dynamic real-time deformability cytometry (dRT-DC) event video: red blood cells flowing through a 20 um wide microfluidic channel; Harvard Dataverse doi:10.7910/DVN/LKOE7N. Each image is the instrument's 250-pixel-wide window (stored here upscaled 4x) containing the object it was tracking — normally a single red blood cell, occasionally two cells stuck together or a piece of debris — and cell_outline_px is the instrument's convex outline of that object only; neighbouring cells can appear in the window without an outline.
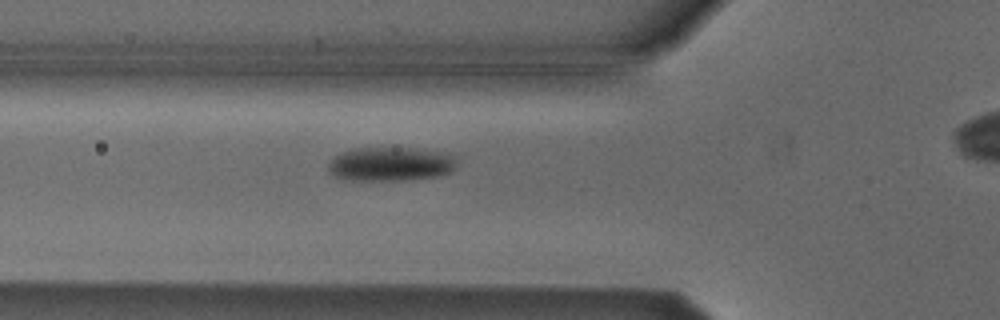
{"species": "Egyptian fruit bat (a non-hibernating species)", "species_latin": "Rousettus aegyptiacus", "temperature_condition": "cold", "stored_images_in_passage": 34, "camera_frame_rate_fps": 3000, "um_per_image_px": 0.085, "animal": {"sex": "male"}, "frame": {"image": 1, "passage_image": 6, "time_ms": 1.667, "image_size_px": [1000, 320], "cell_outline_px": [[456, 164], [448, 172], [440, 176], [408, 180], [348, 180], [336, 176], [328, 172], [328, 164], [332, 156], [352, 148], [412, 148], [440, 152], [456, 156]], "centroid_in_image_um": [33.15, 13.94], "position_along_channel_um": 92.6, "area_um2": 25.55}}
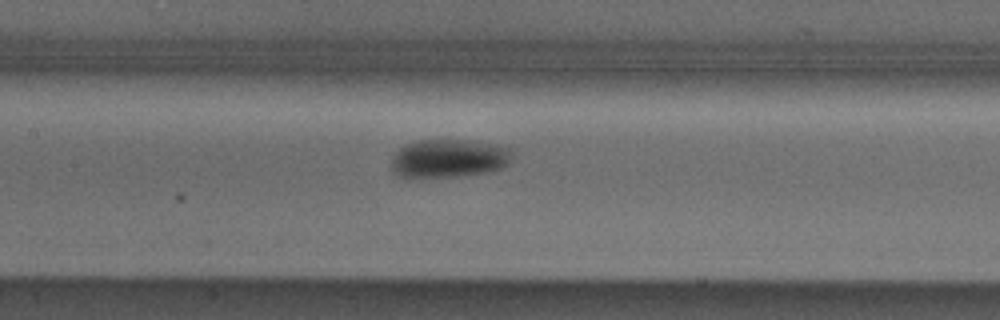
{"frame": {"image": 2, "passage_image": 12, "time_ms": 3.667, "image_size_px": [1000, 320], "cell_outline_px": [[508, 164], [500, 168], [484, 172], [456, 176], [396, 176], [392, 172], [388, 164], [396, 152], [400, 148], [416, 140], [468, 140], [508, 148]], "centroid_in_image_um": [38.02, 13.46], "position_along_channel_um": 169.4, "area_um2": 26.3}}
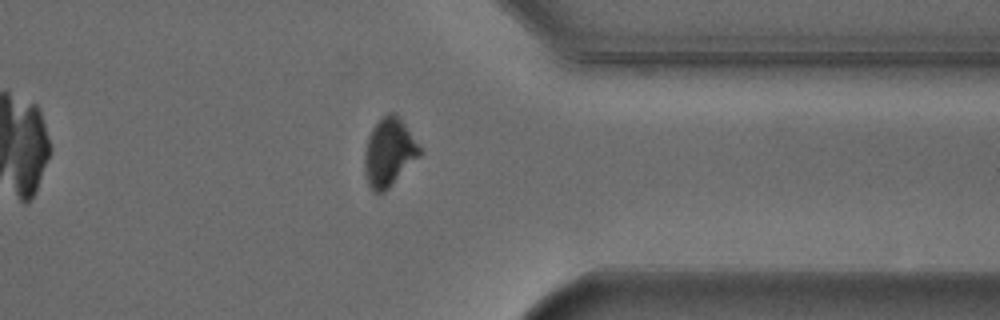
{"frame": {"image": 3, "passage_image": 29, "time_ms": 9.333, "image_size_px": [1000, 320], "cell_outline_px": [[420, 156], [384, 192], [376, 192], [368, 184], [364, 172], [364, 152], [368, 136], [372, 128], [388, 112], [396, 112], [420, 148]], "centroid_in_image_um": [33.04, 12.94], "position_along_channel_um": 378.4, "area_um2": 21.5}, "authors_computed_cell_mechanics": {"area_um2": 25.4609, "velocity_mm_per_s": 3.8294, "shape_relaxation_time_tau1_ms": 3.9298, "shape_relaxation_time_tau2_ms": null, "deformation_change_tau1": 0.1209, "deformation_change_tau2": null}}